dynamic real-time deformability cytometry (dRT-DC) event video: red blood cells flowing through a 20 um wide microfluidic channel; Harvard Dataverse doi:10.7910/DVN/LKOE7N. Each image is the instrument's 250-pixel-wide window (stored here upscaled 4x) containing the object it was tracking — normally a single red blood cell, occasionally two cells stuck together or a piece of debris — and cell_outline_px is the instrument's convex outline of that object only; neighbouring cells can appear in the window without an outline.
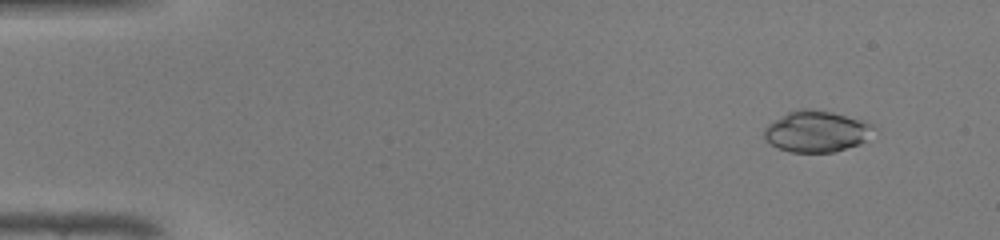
{"species": "common noctule bat (a hibernating species)", "species_latin": "Nyctalus noctula", "temperature_condition": "warm", "stored_images_in_passage": 46, "camera_frame_rate_fps": 3000, "um_per_image_px": 0.085, "animal": {"sex": "male", "body_mass_g": 19.0, "forearm_length_mm": 50.8}, "frame": {"image": 1, "passage_image": 4, "time_ms": 1.0, "image_size_px": [1000, 240], "cell_outline_px": [[880, 132], [860, 144], [836, 152], [792, 152], [776, 148], [764, 136], [764, 128], [768, 124], [788, 112], [796, 108], [808, 108], [832, 112], [864, 120], [872, 124]], "centroid_in_image_um": [69.49, 11.17], "position_along_channel_um": 15.5, "area_um2": 26.82}}
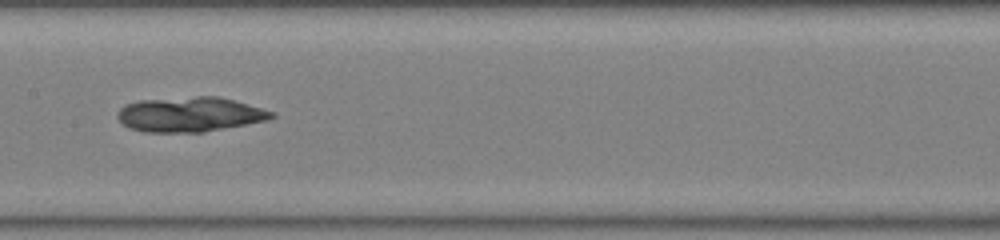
{"frame": {"image": 2, "passage_image": 24, "time_ms": 7.667, "image_size_px": [1000, 240], "cell_outline_px": [[276, 116], [268, 120], [204, 132], [144, 132], [128, 128], [116, 116], [120, 108], [124, 104], [140, 100], [196, 96], [216, 96], [232, 100], [276, 112]], "centroid_in_image_um": [16.13, 9.73], "position_along_channel_um": 191.3, "area_um2": 31.27}}
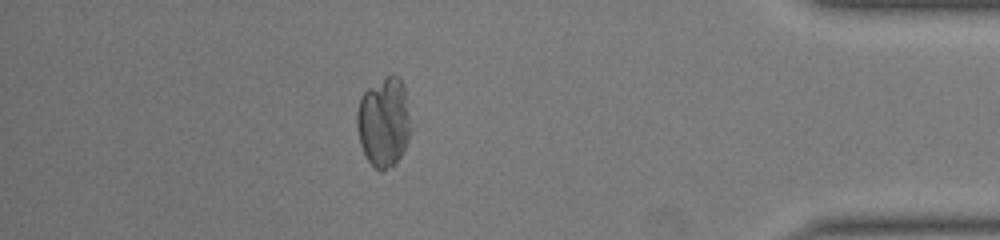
{"frame": {"image": 3, "passage_image": 41, "time_ms": 13.333, "image_size_px": [1000, 240], "cell_outline_px": [[408, 140], [396, 164], [392, 168], [384, 172], [380, 172], [368, 160], [360, 144], [356, 128], [356, 112], [360, 100], [364, 92], [368, 88], [392, 72], [400, 76], [404, 84], [408, 116]], "centroid_in_image_um": [32.59, 10.38], "position_along_channel_um": 402.6, "area_um2": 28.09}, "authors_computed_cell_mechanics": {"area_um2": 29.6803, "velocity_mm_per_s": 4.3798, "shape_relaxation_time_tau1_ms": 11.3511, "shape_relaxation_time_tau2_ms": 3.7029, "deformation_change_tau1": 0.305, "deformation_change_tau2": 0.0425}}